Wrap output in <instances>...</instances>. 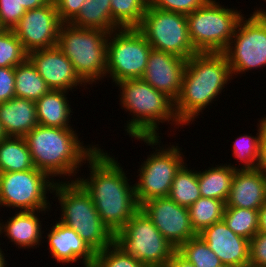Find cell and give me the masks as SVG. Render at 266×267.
<instances>
[{"label":"cell","mask_w":266,"mask_h":267,"mask_svg":"<svg viewBox=\"0 0 266 267\" xmlns=\"http://www.w3.org/2000/svg\"><path fill=\"white\" fill-rule=\"evenodd\" d=\"M76 132L74 128L42 125L30 131L24 138L35 168L47 173L55 181L53 177L76 181L80 167L100 148L98 144L84 145Z\"/></svg>","instance_id":"3957f363"},{"label":"cell","mask_w":266,"mask_h":267,"mask_svg":"<svg viewBox=\"0 0 266 267\" xmlns=\"http://www.w3.org/2000/svg\"><path fill=\"white\" fill-rule=\"evenodd\" d=\"M264 2H266V0H264ZM254 10L255 11H253L251 15L257 16V17H266V10H264V8L263 9L262 8L260 9V7L259 9L254 8Z\"/></svg>","instance_id":"f6af8a7d"},{"label":"cell","mask_w":266,"mask_h":267,"mask_svg":"<svg viewBox=\"0 0 266 267\" xmlns=\"http://www.w3.org/2000/svg\"><path fill=\"white\" fill-rule=\"evenodd\" d=\"M68 93L64 90H50L35 102L38 125L74 128L73 124L72 126L70 124L73 109L70 107L68 97H66Z\"/></svg>","instance_id":"603a6c76"},{"label":"cell","mask_w":266,"mask_h":267,"mask_svg":"<svg viewBox=\"0 0 266 267\" xmlns=\"http://www.w3.org/2000/svg\"><path fill=\"white\" fill-rule=\"evenodd\" d=\"M114 243L146 267H166L176 251L141 209L115 234Z\"/></svg>","instance_id":"9c48e42d"},{"label":"cell","mask_w":266,"mask_h":267,"mask_svg":"<svg viewBox=\"0 0 266 267\" xmlns=\"http://www.w3.org/2000/svg\"><path fill=\"white\" fill-rule=\"evenodd\" d=\"M220 267H235V266H230V265H221Z\"/></svg>","instance_id":"c3c4849f"},{"label":"cell","mask_w":266,"mask_h":267,"mask_svg":"<svg viewBox=\"0 0 266 267\" xmlns=\"http://www.w3.org/2000/svg\"><path fill=\"white\" fill-rule=\"evenodd\" d=\"M177 251L196 267H220L222 265L217 255L199 235L183 243Z\"/></svg>","instance_id":"d6a6232c"},{"label":"cell","mask_w":266,"mask_h":267,"mask_svg":"<svg viewBox=\"0 0 266 267\" xmlns=\"http://www.w3.org/2000/svg\"><path fill=\"white\" fill-rule=\"evenodd\" d=\"M114 157L99 148L86 161L89 176H78L76 181L89 194L101 220L115 235L140 206L135 196V185L128 182L127 171Z\"/></svg>","instance_id":"6da1fadb"},{"label":"cell","mask_w":266,"mask_h":267,"mask_svg":"<svg viewBox=\"0 0 266 267\" xmlns=\"http://www.w3.org/2000/svg\"><path fill=\"white\" fill-rule=\"evenodd\" d=\"M249 16L239 20L234 36L222 52L234 77L266 68V17Z\"/></svg>","instance_id":"4fadbf2b"},{"label":"cell","mask_w":266,"mask_h":267,"mask_svg":"<svg viewBox=\"0 0 266 267\" xmlns=\"http://www.w3.org/2000/svg\"><path fill=\"white\" fill-rule=\"evenodd\" d=\"M232 77L223 53H196L191 56L186 62L180 95L175 100L179 121L186 126L194 123L207 106L220 98Z\"/></svg>","instance_id":"7a4b0ae2"},{"label":"cell","mask_w":266,"mask_h":267,"mask_svg":"<svg viewBox=\"0 0 266 267\" xmlns=\"http://www.w3.org/2000/svg\"><path fill=\"white\" fill-rule=\"evenodd\" d=\"M166 267H196L193 263L184 258L177 250L173 253Z\"/></svg>","instance_id":"b9f144b4"},{"label":"cell","mask_w":266,"mask_h":267,"mask_svg":"<svg viewBox=\"0 0 266 267\" xmlns=\"http://www.w3.org/2000/svg\"><path fill=\"white\" fill-rule=\"evenodd\" d=\"M208 0H149V6L163 11L188 15L203 6Z\"/></svg>","instance_id":"8d00e7d4"},{"label":"cell","mask_w":266,"mask_h":267,"mask_svg":"<svg viewBox=\"0 0 266 267\" xmlns=\"http://www.w3.org/2000/svg\"><path fill=\"white\" fill-rule=\"evenodd\" d=\"M222 220L235 234L248 240L258 233V210L225 207Z\"/></svg>","instance_id":"4dcf8cb0"},{"label":"cell","mask_w":266,"mask_h":267,"mask_svg":"<svg viewBox=\"0 0 266 267\" xmlns=\"http://www.w3.org/2000/svg\"><path fill=\"white\" fill-rule=\"evenodd\" d=\"M55 182L36 168L0 173V207H13L17 211L50 210L52 205L46 194L52 193Z\"/></svg>","instance_id":"8fae6325"},{"label":"cell","mask_w":266,"mask_h":267,"mask_svg":"<svg viewBox=\"0 0 266 267\" xmlns=\"http://www.w3.org/2000/svg\"><path fill=\"white\" fill-rule=\"evenodd\" d=\"M15 97V68L0 67V104Z\"/></svg>","instance_id":"f35d334b"},{"label":"cell","mask_w":266,"mask_h":267,"mask_svg":"<svg viewBox=\"0 0 266 267\" xmlns=\"http://www.w3.org/2000/svg\"><path fill=\"white\" fill-rule=\"evenodd\" d=\"M260 149L257 169L266 176V115L260 119Z\"/></svg>","instance_id":"60d3db41"},{"label":"cell","mask_w":266,"mask_h":267,"mask_svg":"<svg viewBox=\"0 0 266 267\" xmlns=\"http://www.w3.org/2000/svg\"><path fill=\"white\" fill-rule=\"evenodd\" d=\"M50 210H34V211H16L7 219V222L0 221V237L5 234L8 242L16 244L23 249L37 248L41 242L44 241L42 237L44 231L42 230V221H40V214H45Z\"/></svg>","instance_id":"44dd1931"},{"label":"cell","mask_w":266,"mask_h":267,"mask_svg":"<svg viewBox=\"0 0 266 267\" xmlns=\"http://www.w3.org/2000/svg\"><path fill=\"white\" fill-rule=\"evenodd\" d=\"M85 0H54L62 23H70L78 14Z\"/></svg>","instance_id":"ab89813d"},{"label":"cell","mask_w":266,"mask_h":267,"mask_svg":"<svg viewBox=\"0 0 266 267\" xmlns=\"http://www.w3.org/2000/svg\"><path fill=\"white\" fill-rule=\"evenodd\" d=\"M109 33L62 23L57 47L71 61L79 78L88 86L104 80Z\"/></svg>","instance_id":"8992f818"},{"label":"cell","mask_w":266,"mask_h":267,"mask_svg":"<svg viewBox=\"0 0 266 267\" xmlns=\"http://www.w3.org/2000/svg\"><path fill=\"white\" fill-rule=\"evenodd\" d=\"M198 235L208 244L223 265L249 266L250 240L235 234L223 220L206 227Z\"/></svg>","instance_id":"ac0fdd59"},{"label":"cell","mask_w":266,"mask_h":267,"mask_svg":"<svg viewBox=\"0 0 266 267\" xmlns=\"http://www.w3.org/2000/svg\"><path fill=\"white\" fill-rule=\"evenodd\" d=\"M24 137H6L0 141V173L34 169Z\"/></svg>","instance_id":"484cf974"},{"label":"cell","mask_w":266,"mask_h":267,"mask_svg":"<svg viewBox=\"0 0 266 267\" xmlns=\"http://www.w3.org/2000/svg\"><path fill=\"white\" fill-rule=\"evenodd\" d=\"M249 266L266 267V234L256 233L250 240Z\"/></svg>","instance_id":"74e56055"},{"label":"cell","mask_w":266,"mask_h":267,"mask_svg":"<svg viewBox=\"0 0 266 267\" xmlns=\"http://www.w3.org/2000/svg\"><path fill=\"white\" fill-rule=\"evenodd\" d=\"M0 122L7 137H25L38 125L36 103L18 97L1 103Z\"/></svg>","instance_id":"7402d4cb"},{"label":"cell","mask_w":266,"mask_h":267,"mask_svg":"<svg viewBox=\"0 0 266 267\" xmlns=\"http://www.w3.org/2000/svg\"><path fill=\"white\" fill-rule=\"evenodd\" d=\"M266 202V176L256 169H236L226 207L252 210Z\"/></svg>","instance_id":"ffe728a7"},{"label":"cell","mask_w":266,"mask_h":267,"mask_svg":"<svg viewBox=\"0 0 266 267\" xmlns=\"http://www.w3.org/2000/svg\"><path fill=\"white\" fill-rule=\"evenodd\" d=\"M5 253L4 251H2L1 247H0V267H7V261L5 260Z\"/></svg>","instance_id":"bcb514c9"},{"label":"cell","mask_w":266,"mask_h":267,"mask_svg":"<svg viewBox=\"0 0 266 267\" xmlns=\"http://www.w3.org/2000/svg\"><path fill=\"white\" fill-rule=\"evenodd\" d=\"M152 47L137 28L117 29L108 35L106 76L116 84L141 78Z\"/></svg>","instance_id":"30bf717a"},{"label":"cell","mask_w":266,"mask_h":267,"mask_svg":"<svg viewBox=\"0 0 266 267\" xmlns=\"http://www.w3.org/2000/svg\"><path fill=\"white\" fill-rule=\"evenodd\" d=\"M50 228L45 239L51 256L62 264H83V267H92L95 259V252L72 228L65 226L58 220ZM47 237V238H46ZM82 260V261H81Z\"/></svg>","instance_id":"d6986e66"},{"label":"cell","mask_w":266,"mask_h":267,"mask_svg":"<svg viewBox=\"0 0 266 267\" xmlns=\"http://www.w3.org/2000/svg\"><path fill=\"white\" fill-rule=\"evenodd\" d=\"M140 209L176 250L198 235L192 228L188 208L178 205L169 197L150 199L142 203Z\"/></svg>","instance_id":"5bb4252c"},{"label":"cell","mask_w":266,"mask_h":267,"mask_svg":"<svg viewBox=\"0 0 266 267\" xmlns=\"http://www.w3.org/2000/svg\"><path fill=\"white\" fill-rule=\"evenodd\" d=\"M50 90L28 58L15 67V97L36 102Z\"/></svg>","instance_id":"4316f807"},{"label":"cell","mask_w":266,"mask_h":267,"mask_svg":"<svg viewBox=\"0 0 266 267\" xmlns=\"http://www.w3.org/2000/svg\"><path fill=\"white\" fill-rule=\"evenodd\" d=\"M7 136L6 134L4 133V130L2 128V125H1V122H0V141L5 139Z\"/></svg>","instance_id":"7dc6e473"},{"label":"cell","mask_w":266,"mask_h":267,"mask_svg":"<svg viewBox=\"0 0 266 267\" xmlns=\"http://www.w3.org/2000/svg\"><path fill=\"white\" fill-rule=\"evenodd\" d=\"M256 135L240 134L232 145L235 160L242 163L239 169H256L259 160L260 149V119H258ZM239 160V161H238Z\"/></svg>","instance_id":"1f68e13d"},{"label":"cell","mask_w":266,"mask_h":267,"mask_svg":"<svg viewBox=\"0 0 266 267\" xmlns=\"http://www.w3.org/2000/svg\"><path fill=\"white\" fill-rule=\"evenodd\" d=\"M54 0H20V4L25 7L26 10L39 8L48 4H53Z\"/></svg>","instance_id":"7bdbcfd3"},{"label":"cell","mask_w":266,"mask_h":267,"mask_svg":"<svg viewBox=\"0 0 266 267\" xmlns=\"http://www.w3.org/2000/svg\"><path fill=\"white\" fill-rule=\"evenodd\" d=\"M110 3L111 0H85L79 14L70 23L79 28L111 33L119 28L112 21Z\"/></svg>","instance_id":"d4e9b609"},{"label":"cell","mask_w":266,"mask_h":267,"mask_svg":"<svg viewBox=\"0 0 266 267\" xmlns=\"http://www.w3.org/2000/svg\"><path fill=\"white\" fill-rule=\"evenodd\" d=\"M219 165L198 171L199 189L202 197L227 202L233 175L239 167L234 164L231 165V163L228 165L227 163H220Z\"/></svg>","instance_id":"cb8c5ba5"},{"label":"cell","mask_w":266,"mask_h":267,"mask_svg":"<svg viewBox=\"0 0 266 267\" xmlns=\"http://www.w3.org/2000/svg\"><path fill=\"white\" fill-rule=\"evenodd\" d=\"M226 202L219 199L200 197L189 208L192 228L197 234L222 220Z\"/></svg>","instance_id":"f1b7e54d"},{"label":"cell","mask_w":266,"mask_h":267,"mask_svg":"<svg viewBox=\"0 0 266 267\" xmlns=\"http://www.w3.org/2000/svg\"><path fill=\"white\" fill-rule=\"evenodd\" d=\"M28 59L51 90L76 91L87 86L76 74L71 61L57 46L28 53Z\"/></svg>","instance_id":"2e32d148"},{"label":"cell","mask_w":266,"mask_h":267,"mask_svg":"<svg viewBox=\"0 0 266 267\" xmlns=\"http://www.w3.org/2000/svg\"><path fill=\"white\" fill-rule=\"evenodd\" d=\"M61 24L56 5L53 3L27 10L13 32L21 41L25 51L29 53L55 47Z\"/></svg>","instance_id":"9a60e30c"},{"label":"cell","mask_w":266,"mask_h":267,"mask_svg":"<svg viewBox=\"0 0 266 267\" xmlns=\"http://www.w3.org/2000/svg\"><path fill=\"white\" fill-rule=\"evenodd\" d=\"M115 85L119 87L121 109L131 115L124 125L129 137H159L160 123L184 127L176 115L175 101L143 79H125Z\"/></svg>","instance_id":"277c9868"},{"label":"cell","mask_w":266,"mask_h":267,"mask_svg":"<svg viewBox=\"0 0 266 267\" xmlns=\"http://www.w3.org/2000/svg\"><path fill=\"white\" fill-rule=\"evenodd\" d=\"M134 139L143 141L152 149L156 146L155 151L153 150L137 169L139 174L136 177L139 178L134 185L135 196L140 206L150 199L169 196L175 174L185 163V155L181 152L182 147L177 144L176 146L171 143L166 144L167 147L160 144L162 139L160 136L134 137Z\"/></svg>","instance_id":"52a82bcc"},{"label":"cell","mask_w":266,"mask_h":267,"mask_svg":"<svg viewBox=\"0 0 266 267\" xmlns=\"http://www.w3.org/2000/svg\"><path fill=\"white\" fill-rule=\"evenodd\" d=\"M111 18L119 29L138 28L149 0H111Z\"/></svg>","instance_id":"f546056e"},{"label":"cell","mask_w":266,"mask_h":267,"mask_svg":"<svg viewBox=\"0 0 266 267\" xmlns=\"http://www.w3.org/2000/svg\"><path fill=\"white\" fill-rule=\"evenodd\" d=\"M258 232L266 234V202L258 210Z\"/></svg>","instance_id":"ee69618b"},{"label":"cell","mask_w":266,"mask_h":267,"mask_svg":"<svg viewBox=\"0 0 266 267\" xmlns=\"http://www.w3.org/2000/svg\"><path fill=\"white\" fill-rule=\"evenodd\" d=\"M137 29L152 49L172 53L186 60L198 53L189 38L185 14L163 11L148 5L142 23Z\"/></svg>","instance_id":"7c38bea8"},{"label":"cell","mask_w":266,"mask_h":267,"mask_svg":"<svg viewBox=\"0 0 266 267\" xmlns=\"http://www.w3.org/2000/svg\"><path fill=\"white\" fill-rule=\"evenodd\" d=\"M244 15L237 8L235 10L222 6L219 0H208L203 6L186 15L189 38L194 49L198 53H222Z\"/></svg>","instance_id":"ba28073f"},{"label":"cell","mask_w":266,"mask_h":267,"mask_svg":"<svg viewBox=\"0 0 266 267\" xmlns=\"http://www.w3.org/2000/svg\"><path fill=\"white\" fill-rule=\"evenodd\" d=\"M26 12L27 10L20 4V0H0L1 27L13 30Z\"/></svg>","instance_id":"d590c367"},{"label":"cell","mask_w":266,"mask_h":267,"mask_svg":"<svg viewBox=\"0 0 266 267\" xmlns=\"http://www.w3.org/2000/svg\"><path fill=\"white\" fill-rule=\"evenodd\" d=\"M168 197L178 205L189 208L201 197L198 170L188 168L185 162L175 174Z\"/></svg>","instance_id":"83f0119b"},{"label":"cell","mask_w":266,"mask_h":267,"mask_svg":"<svg viewBox=\"0 0 266 267\" xmlns=\"http://www.w3.org/2000/svg\"><path fill=\"white\" fill-rule=\"evenodd\" d=\"M27 58L28 53L13 30L3 29L0 32V67L15 68Z\"/></svg>","instance_id":"836d02e7"},{"label":"cell","mask_w":266,"mask_h":267,"mask_svg":"<svg viewBox=\"0 0 266 267\" xmlns=\"http://www.w3.org/2000/svg\"><path fill=\"white\" fill-rule=\"evenodd\" d=\"M92 267H146L133 256L126 254L118 245H112L95 252Z\"/></svg>","instance_id":"e575fe53"},{"label":"cell","mask_w":266,"mask_h":267,"mask_svg":"<svg viewBox=\"0 0 266 267\" xmlns=\"http://www.w3.org/2000/svg\"><path fill=\"white\" fill-rule=\"evenodd\" d=\"M52 194L61 206L58 221L74 229L94 252L114 243L115 235L101 220L93 200L77 181L58 178Z\"/></svg>","instance_id":"5b68a950"},{"label":"cell","mask_w":266,"mask_h":267,"mask_svg":"<svg viewBox=\"0 0 266 267\" xmlns=\"http://www.w3.org/2000/svg\"><path fill=\"white\" fill-rule=\"evenodd\" d=\"M186 62L175 54L151 49L141 79L175 101L182 88Z\"/></svg>","instance_id":"e0dca14e"}]
</instances>
